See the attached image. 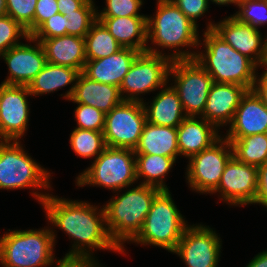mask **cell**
I'll use <instances>...</instances> for the list:
<instances>
[{
  "instance_id": "1",
  "label": "cell",
  "mask_w": 267,
  "mask_h": 267,
  "mask_svg": "<svg viewBox=\"0 0 267 267\" xmlns=\"http://www.w3.org/2000/svg\"><path fill=\"white\" fill-rule=\"evenodd\" d=\"M41 204L48 222L74 240L72 249L62 258L69 267H102L93 256L95 249L122 253L108 233L102 206L99 209L88 201L67 200L53 194Z\"/></svg>"
},
{
  "instance_id": "2",
  "label": "cell",
  "mask_w": 267,
  "mask_h": 267,
  "mask_svg": "<svg viewBox=\"0 0 267 267\" xmlns=\"http://www.w3.org/2000/svg\"><path fill=\"white\" fill-rule=\"evenodd\" d=\"M157 9L153 16L147 17V45L149 53L163 55L174 60L195 59V51L190 48L199 46L198 26L194 24L171 0H156ZM150 39V40H149ZM156 45V46H155ZM168 48L172 53H162L159 48ZM180 47H182L180 49ZM188 48L183 50V48ZM190 47V48H189ZM172 48V49H171ZM166 54V55H165Z\"/></svg>"
},
{
  "instance_id": "3",
  "label": "cell",
  "mask_w": 267,
  "mask_h": 267,
  "mask_svg": "<svg viewBox=\"0 0 267 267\" xmlns=\"http://www.w3.org/2000/svg\"><path fill=\"white\" fill-rule=\"evenodd\" d=\"M195 61L212 77L215 83L238 84L252 90L259 67L248 57L234 50L212 29L202 33ZM258 68V69H257Z\"/></svg>"
},
{
  "instance_id": "4",
  "label": "cell",
  "mask_w": 267,
  "mask_h": 267,
  "mask_svg": "<svg viewBox=\"0 0 267 267\" xmlns=\"http://www.w3.org/2000/svg\"><path fill=\"white\" fill-rule=\"evenodd\" d=\"M126 192L112 196L103 205L106 227L111 239L125 255L124 243L130 242L141 230L159 188L139 183Z\"/></svg>"
},
{
  "instance_id": "5",
  "label": "cell",
  "mask_w": 267,
  "mask_h": 267,
  "mask_svg": "<svg viewBox=\"0 0 267 267\" xmlns=\"http://www.w3.org/2000/svg\"><path fill=\"white\" fill-rule=\"evenodd\" d=\"M0 237V264L3 267H52L67 265L54 258L57 234L53 229L8 230ZM56 260V261H55Z\"/></svg>"
},
{
  "instance_id": "6",
  "label": "cell",
  "mask_w": 267,
  "mask_h": 267,
  "mask_svg": "<svg viewBox=\"0 0 267 267\" xmlns=\"http://www.w3.org/2000/svg\"><path fill=\"white\" fill-rule=\"evenodd\" d=\"M50 174L28 155L21 141L0 140V190L32 188L31 195L41 204L49 193L38 190H51Z\"/></svg>"
},
{
  "instance_id": "7",
  "label": "cell",
  "mask_w": 267,
  "mask_h": 267,
  "mask_svg": "<svg viewBox=\"0 0 267 267\" xmlns=\"http://www.w3.org/2000/svg\"><path fill=\"white\" fill-rule=\"evenodd\" d=\"M170 190H161L138 234L130 241L140 245L158 246L173 252L189 226L174 203Z\"/></svg>"
},
{
  "instance_id": "8",
  "label": "cell",
  "mask_w": 267,
  "mask_h": 267,
  "mask_svg": "<svg viewBox=\"0 0 267 267\" xmlns=\"http://www.w3.org/2000/svg\"><path fill=\"white\" fill-rule=\"evenodd\" d=\"M75 181L78 187L99 186L120 193L137 182L134 150L106 147Z\"/></svg>"
},
{
  "instance_id": "9",
  "label": "cell",
  "mask_w": 267,
  "mask_h": 267,
  "mask_svg": "<svg viewBox=\"0 0 267 267\" xmlns=\"http://www.w3.org/2000/svg\"><path fill=\"white\" fill-rule=\"evenodd\" d=\"M168 80L178 93L187 116L200 117L203 114L212 77L194 60H174L171 62Z\"/></svg>"
},
{
  "instance_id": "10",
  "label": "cell",
  "mask_w": 267,
  "mask_h": 267,
  "mask_svg": "<svg viewBox=\"0 0 267 267\" xmlns=\"http://www.w3.org/2000/svg\"><path fill=\"white\" fill-rule=\"evenodd\" d=\"M171 62L167 56L140 52L119 87L123 100L143 102L141 94L160 90L169 83Z\"/></svg>"
},
{
  "instance_id": "11",
  "label": "cell",
  "mask_w": 267,
  "mask_h": 267,
  "mask_svg": "<svg viewBox=\"0 0 267 267\" xmlns=\"http://www.w3.org/2000/svg\"><path fill=\"white\" fill-rule=\"evenodd\" d=\"M232 157V144L222 136L209 148L190 157L185 172L190 189L200 194H211L218 187L224 168Z\"/></svg>"
},
{
  "instance_id": "12",
  "label": "cell",
  "mask_w": 267,
  "mask_h": 267,
  "mask_svg": "<svg viewBox=\"0 0 267 267\" xmlns=\"http://www.w3.org/2000/svg\"><path fill=\"white\" fill-rule=\"evenodd\" d=\"M146 122L142 102L123 100L105 115L103 135L106 146L134 150Z\"/></svg>"
},
{
  "instance_id": "13",
  "label": "cell",
  "mask_w": 267,
  "mask_h": 267,
  "mask_svg": "<svg viewBox=\"0 0 267 267\" xmlns=\"http://www.w3.org/2000/svg\"><path fill=\"white\" fill-rule=\"evenodd\" d=\"M213 230L202 224L189 225L172 253L187 267H218L222 240Z\"/></svg>"
},
{
  "instance_id": "14",
  "label": "cell",
  "mask_w": 267,
  "mask_h": 267,
  "mask_svg": "<svg viewBox=\"0 0 267 267\" xmlns=\"http://www.w3.org/2000/svg\"><path fill=\"white\" fill-rule=\"evenodd\" d=\"M206 29H212L234 50L251 59L258 67L264 66L267 59V34L262 37L260 30L250 24L240 22L233 15L208 22Z\"/></svg>"
},
{
  "instance_id": "15",
  "label": "cell",
  "mask_w": 267,
  "mask_h": 267,
  "mask_svg": "<svg viewBox=\"0 0 267 267\" xmlns=\"http://www.w3.org/2000/svg\"><path fill=\"white\" fill-rule=\"evenodd\" d=\"M28 86L0 84V140L20 141L29 122Z\"/></svg>"
},
{
  "instance_id": "16",
  "label": "cell",
  "mask_w": 267,
  "mask_h": 267,
  "mask_svg": "<svg viewBox=\"0 0 267 267\" xmlns=\"http://www.w3.org/2000/svg\"><path fill=\"white\" fill-rule=\"evenodd\" d=\"M258 167L239 162L234 156L224 168L218 187L220 200L229 206L253 204L257 194Z\"/></svg>"
},
{
  "instance_id": "17",
  "label": "cell",
  "mask_w": 267,
  "mask_h": 267,
  "mask_svg": "<svg viewBox=\"0 0 267 267\" xmlns=\"http://www.w3.org/2000/svg\"><path fill=\"white\" fill-rule=\"evenodd\" d=\"M26 41L30 44L20 43L0 56L9 70L2 84L28 86L46 65V55L41 42L31 36ZM31 42L35 44L31 45Z\"/></svg>"
},
{
  "instance_id": "18",
  "label": "cell",
  "mask_w": 267,
  "mask_h": 267,
  "mask_svg": "<svg viewBox=\"0 0 267 267\" xmlns=\"http://www.w3.org/2000/svg\"><path fill=\"white\" fill-rule=\"evenodd\" d=\"M228 126L227 135L223 136L227 140L267 133V107L253 90H247L242 96Z\"/></svg>"
},
{
  "instance_id": "19",
  "label": "cell",
  "mask_w": 267,
  "mask_h": 267,
  "mask_svg": "<svg viewBox=\"0 0 267 267\" xmlns=\"http://www.w3.org/2000/svg\"><path fill=\"white\" fill-rule=\"evenodd\" d=\"M246 91L244 86L238 84L213 82L200 117L213 124L218 130L220 127L228 126Z\"/></svg>"
},
{
  "instance_id": "20",
  "label": "cell",
  "mask_w": 267,
  "mask_h": 267,
  "mask_svg": "<svg viewBox=\"0 0 267 267\" xmlns=\"http://www.w3.org/2000/svg\"><path fill=\"white\" fill-rule=\"evenodd\" d=\"M139 53L135 49L122 47L108 57L86 61L82 73L97 82L120 87Z\"/></svg>"
},
{
  "instance_id": "21",
  "label": "cell",
  "mask_w": 267,
  "mask_h": 267,
  "mask_svg": "<svg viewBox=\"0 0 267 267\" xmlns=\"http://www.w3.org/2000/svg\"><path fill=\"white\" fill-rule=\"evenodd\" d=\"M218 133V129L204 118L187 116L177 127L179 156L189 159L209 148L222 136Z\"/></svg>"
},
{
  "instance_id": "22",
  "label": "cell",
  "mask_w": 267,
  "mask_h": 267,
  "mask_svg": "<svg viewBox=\"0 0 267 267\" xmlns=\"http://www.w3.org/2000/svg\"><path fill=\"white\" fill-rule=\"evenodd\" d=\"M68 101L92 106L106 114L121 103L123 98L118 86L97 82L80 72Z\"/></svg>"
},
{
  "instance_id": "23",
  "label": "cell",
  "mask_w": 267,
  "mask_h": 267,
  "mask_svg": "<svg viewBox=\"0 0 267 267\" xmlns=\"http://www.w3.org/2000/svg\"><path fill=\"white\" fill-rule=\"evenodd\" d=\"M166 83L149 102H142L148 123L157 126L177 128L187 117L183 110L178 93ZM171 86V87H170ZM148 105V106H147Z\"/></svg>"
},
{
  "instance_id": "24",
  "label": "cell",
  "mask_w": 267,
  "mask_h": 267,
  "mask_svg": "<svg viewBox=\"0 0 267 267\" xmlns=\"http://www.w3.org/2000/svg\"><path fill=\"white\" fill-rule=\"evenodd\" d=\"M35 40L41 42L48 63L72 67L82 72L86 63L84 37L67 34Z\"/></svg>"
},
{
  "instance_id": "25",
  "label": "cell",
  "mask_w": 267,
  "mask_h": 267,
  "mask_svg": "<svg viewBox=\"0 0 267 267\" xmlns=\"http://www.w3.org/2000/svg\"><path fill=\"white\" fill-rule=\"evenodd\" d=\"M147 17H97L122 47L145 52L147 47Z\"/></svg>"
},
{
  "instance_id": "26",
  "label": "cell",
  "mask_w": 267,
  "mask_h": 267,
  "mask_svg": "<svg viewBox=\"0 0 267 267\" xmlns=\"http://www.w3.org/2000/svg\"><path fill=\"white\" fill-rule=\"evenodd\" d=\"M134 152L171 157L176 161L179 156L177 128L146 122Z\"/></svg>"
},
{
  "instance_id": "27",
  "label": "cell",
  "mask_w": 267,
  "mask_h": 267,
  "mask_svg": "<svg viewBox=\"0 0 267 267\" xmlns=\"http://www.w3.org/2000/svg\"><path fill=\"white\" fill-rule=\"evenodd\" d=\"M79 73L77 69L72 67L54 65L47 62L44 68L28 85L30 94L35 97L49 94L72 84L69 90L62 96V98L64 97L69 100L73 94Z\"/></svg>"
},
{
  "instance_id": "28",
  "label": "cell",
  "mask_w": 267,
  "mask_h": 267,
  "mask_svg": "<svg viewBox=\"0 0 267 267\" xmlns=\"http://www.w3.org/2000/svg\"><path fill=\"white\" fill-rule=\"evenodd\" d=\"M135 158L137 182L143 178L141 184L169 190L164 179L176 163L173 158L145 153H135Z\"/></svg>"
},
{
  "instance_id": "29",
  "label": "cell",
  "mask_w": 267,
  "mask_h": 267,
  "mask_svg": "<svg viewBox=\"0 0 267 267\" xmlns=\"http://www.w3.org/2000/svg\"><path fill=\"white\" fill-rule=\"evenodd\" d=\"M84 39L86 61L108 57L122 48L99 20L91 26Z\"/></svg>"
},
{
  "instance_id": "30",
  "label": "cell",
  "mask_w": 267,
  "mask_h": 267,
  "mask_svg": "<svg viewBox=\"0 0 267 267\" xmlns=\"http://www.w3.org/2000/svg\"><path fill=\"white\" fill-rule=\"evenodd\" d=\"M233 147V156L242 163L262 166L267 162V133L228 140Z\"/></svg>"
},
{
  "instance_id": "31",
  "label": "cell",
  "mask_w": 267,
  "mask_h": 267,
  "mask_svg": "<svg viewBox=\"0 0 267 267\" xmlns=\"http://www.w3.org/2000/svg\"><path fill=\"white\" fill-rule=\"evenodd\" d=\"M72 150L83 158L96 159L107 147L103 132L75 128L69 139Z\"/></svg>"
},
{
  "instance_id": "32",
  "label": "cell",
  "mask_w": 267,
  "mask_h": 267,
  "mask_svg": "<svg viewBox=\"0 0 267 267\" xmlns=\"http://www.w3.org/2000/svg\"><path fill=\"white\" fill-rule=\"evenodd\" d=\"M97 9L94 0H89L75 13L66 14L65 17L68 19L67 34L85 37L91 26L97 21V11H100Z\"/></svg>"
},
{
  "instance_id": "33",
  "label": "cell",
  "mask_w": 267,
  "mask_h": 267,
  "mask_svg": "<svg viewBox=\"0 0 267 267\" xmlns=\"http://www.w3.org/2000/svg\"><path fill=\"white\" fill-rule=\"evenodd\" d=\"M233 16L259 30L267 24V0H241Z\"/></svg>"
},
{
  "instance_id": "34",
  "label": "cell",
  "mask_w": 267,
  "mask_h": 267,
  "mask_svg": "<svg viewBox=\"0 0 267 267\" xmlns=\"http://www.w3.org/2000/svg\"><path fill=\"white\" fill-rule=\"evenodd\" d=\"M37 0H6V15L12 17L29 36L34 33V16Z\"/></svg>"
},
{
  "instance_id": "35",
  "label": "cell",
  "mask_w": 267,
  "mask_h": 267,
  "mask_svg": "<svg viewBox=\"0 0 267 267\" xmlns=\"http://www.w3.org/2000/svg\"><path fill=\"white\" fill-rule=\"evenodd\" d=\"M29 37L27 30L9 15L0 16V56Z\"/></svg>"
},
{
  "instance_id": "36",
  "label": "cell",
  "mask_w": 267,
  "mask_h": 267,
  "mask_svg": "<svg viewBox=\"0 0 267 267\" xmlns=\"http://www.w3.org/2000/svg\"><path fill=\"white\" fill-rule=\"evenodd\" d=\"M76 104L77 107L74 109V119L77 122V126L75 128L103 132L106 114L92 106L81 103Z\"/></svg>"
},
{
  "instance_id": "37",
  "label": "cell",
  "mask_w": 267,
  "mask_h": 267,
  "mask_svg": "<svg viewBox=\"0 0 267 267\" xmlns=\"http://www.w3.org/2000/svg\"><path fill=\"white\" fill-rule=\"evenodd\" d=\"M106 7L97 17H129V16H148L140 14L139 10L143 5V0H105Z\"/></svg>"
},
{
  "instance_id": "38",
  "label": "cell",
  "mask_w": 267,
  "mask_h": 267,
  "mask_svg": "<svg viewBox=\"0 0 267 267\" xmlns=\"http://www.w3.org/2000/svg\"><path fill=\"white\" fill-rule=\"evenodd\" d=\"M68 19L60 12L47 19L32 35L33 39H50L67 35Z\"/></svg>"
},
{
  "instance_id": "39",
  "label": "cell",
  "mask_w": 267,
  "mask_h": 267,
  "mask_svg": "<svg viewBox=\"0 0 267 267\" xmlns=\"http://www.w3.org/2000/svg\"><path fill=\"white\" fill-rule=\"evenodd\" d=\"M194 24L209 9V0H171Z\"/></svg>"
},
{
  "instance_id": "40",
  "label": "cell",
  "mask_w": 267,
  "mask_h": 267,
  "mask_svg": "<svg viewBox=\"0 0 267 267\" xmlns=\"http://www.w3.org/2000/svg\"><path fill=\"white\" fill-rule=\"evenodd\" d=\"M34 16V32L52 15L59 12L57 0H37Z\"/></svg>"
},
{
  "instance_id": "41",
  "label": "cell",
  "mask_w": 267,
  "mask_h": 267,
  "mask_svg": "<svg viewBox=\"0 0 267 267\" xmlns=\"http://www.w3.org/2000/svg\"><path fill=\"white\" fill-rule=\"evenodd\" d=\"M253 204L263 205L267 209V162L258 167L257 194Z\"/></svg>"
},
{
  "instance_id": "42",
  "label": "cell",
  "mask_w": 267,
  "mask_h": 267,
  "mask_svg": "<svg viewBox=\"0 0 267 267\" xmlns=\"http://www.w3.org/2000/svg\"><path fill=\"white\" fill-rule=\"evenodd\" d=\"M263 67H265V70L262 72L261 75L258 76L259 73L257 72V76L253 84L252 90L267 107V67L265 65Z\"/></svg>"
},
{
  "instance_id": "43",
  "label": "cell",
  "mask_w": 267,
  "mask_h": 267,
  "mask_svg": "<svg viewBox=\"0 0 267 267\" xmlns=\"http://www.w3.org/2000/svg\"><path fill=\"white\" fill-rule=\"evenodd\" d=\"M89 0H57L58 10L61 14H72L80 9Z\"/></svg>"
},
{
  "instance_id": "44",
  "label": "cell",
  "mask_w": 267,
  "mask_h": 267,
  "mask_svg": "<svg viewBox=\"0 0 267 267\" xmlns=\"http://www.w3.org/2000/svg\"><path fill=\"white\" fill-rule=\"evenodd\" d=\"M246 267H267V250L258 253Z\"/></svg>"
},
{
  "instance_id": "45",
  "label": "cell",
  "mask_w": 267,
  "mask_h": 267,
  "mask_svg": "<svg viewBox=\"0 0 267 267\" xmlns=\"http://www.w3.org/2000/svg\"><path fill=\"white\" fill-rule=\"evenodd\" d=\"M209 2H212L213 4L215 3L216 5H230V4H235L237 7L241 0H209Z\"/></svg>"
},
{
  "instance_id": "46",
  "label": "cell",
  "mask_w": 267,
  "mask_h": 267,
  "mask_svg": "<svg viewBox=\"0 0 267 267\" xmlns=\"http://www.w3.org/2000/svg\"><path fill=\"white\" fill-rule=\"evenodd\" d=\"M6 15V0H0V16Z\"/></svg>"
},
{
  "instance_id": "47",
  "label": "cell",
  "mask_w": 267,
  "mask_h": 267,
  "mask_svg": "<svg viewBox=\"0 0 267 267\" xmlns=\"http://www.w3.org/2000/svg\"><path fill=\"white\" fill-rule=\"evenodd\" d=\"M54 267H69L68 265H54Z\"/></svg>"
}]
</instances>
